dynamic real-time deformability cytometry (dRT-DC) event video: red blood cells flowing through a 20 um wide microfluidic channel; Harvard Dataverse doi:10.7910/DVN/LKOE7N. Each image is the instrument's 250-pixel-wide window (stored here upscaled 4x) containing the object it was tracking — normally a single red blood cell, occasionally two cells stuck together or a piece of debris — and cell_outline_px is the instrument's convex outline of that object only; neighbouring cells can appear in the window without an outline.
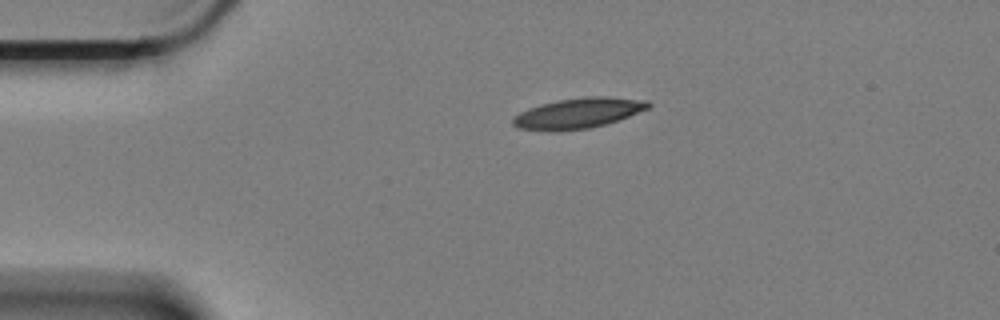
{"species": "Egyptian fruit bat (a non-hibernating species)", "species_latin": "Rousettus aegyptiacus", "temperature_condition": "cold", "stored_images_in_passage": 40, "camera_frame_rate_fps": 3000, "um_per_image_px": 0.085, "animal": {"sex": "female"}, "frame": {"image": 1, "passage_image": 1, "time_ms": 0.0, "image_size_px": [1000, 320], "cell_outline_px": [[652, 104], [648, 108], [628, 116], [604, 124], [588, 128], [520, 128], [512, 124], [512, 116], [528, 108], [540, 104], [560, 100], [588, 96], [608, 96], [648, 100]], "centroid_in_image_um": [49.21, 9.55], "position_along_channel_um": 35.8, "area_um2": 22.95}}
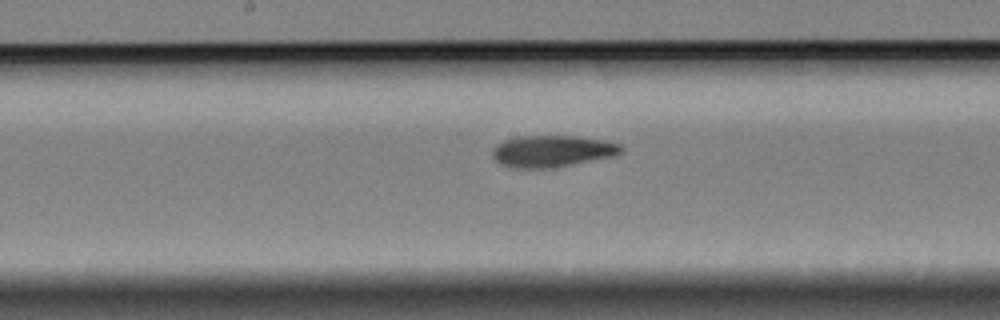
{"frame": {"image": 2, "passage_image": 19, "time_ms": 6.0, "image_size_px": [1000, 320], "cell_outline_px": [[624, 152], [616, 156], [544, 168], [512, 168], [500, 164], [492, 156], [492, 148], [496, 144], [504, 140], [520, 136], [576, 136], [604, 140], [620, 144], [624, 148]], "centroid_in_image_um": [46.93, 12.84], "position_along_channel_um": 201.3, "area_um2": 23.7}}
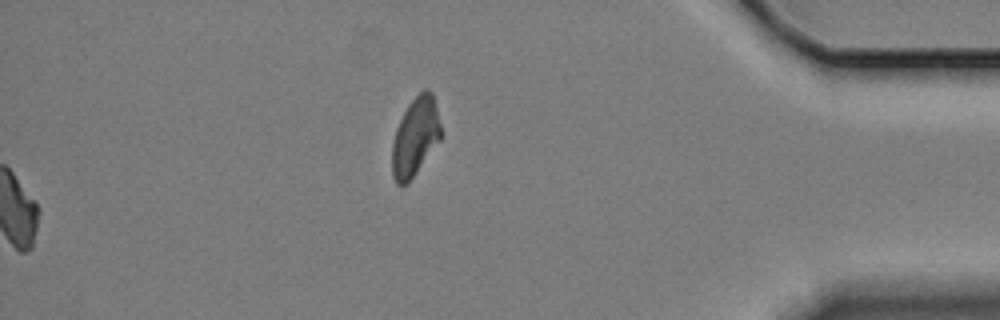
{"frame": {"image": 3, "passage_image": 40, "time_ms": 13.0, "image_size_px": [1000, 320], "cell_outline_px": [[440, 140], [408, 184], [400, 188], [396, 184], [392, 176], [392, 144], [396, 128], [408, 104], [424, 88], [428, 88], [432, 92], [440, 124]], "centroid_in_image_um": [35.27, 11.68], "position_along_channel_um": 399.9, "area_um2": 22.31}, "authors_computed_cell_mechanics": {"area_um2": 23.2645, "velocity_mm_per_s": 3.348, "shape_relaxation_time_tau1_ms": 9.3791, "shape_relaxation_time_tau2_ms": 4.0945, "deformation_change_tau1": 0.1954, "deformation_change_tau2": 0.1119}}